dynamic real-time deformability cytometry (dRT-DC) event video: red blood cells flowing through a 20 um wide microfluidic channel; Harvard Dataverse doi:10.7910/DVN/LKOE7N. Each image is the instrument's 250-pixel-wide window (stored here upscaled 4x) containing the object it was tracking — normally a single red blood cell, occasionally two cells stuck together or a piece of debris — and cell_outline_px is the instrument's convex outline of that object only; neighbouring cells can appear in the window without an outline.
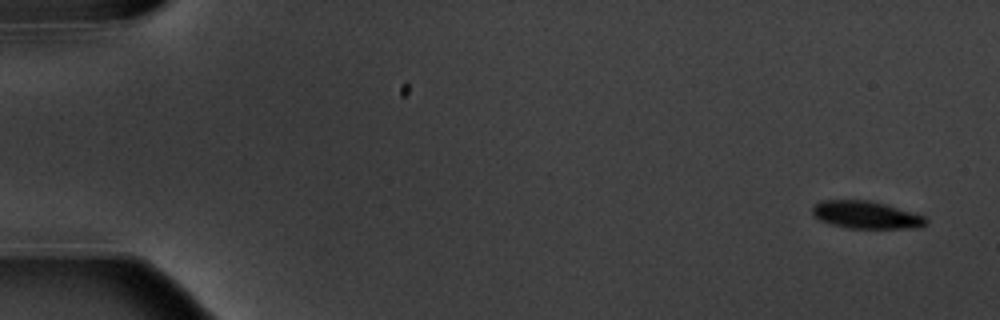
{"species": "common noctule bat (a hibernating species)", "species_latin": "Nyctalus noctula", "temperature_condition": "warm", "stored_images_in_passage": 5, "camera_frame_rate_fps": 3000, "um_per_image_px": 0.085, "animal": {"sex": "male", "body_mass_g": 20.1, "forearm_length_mm": 53.5}, "frame": {"image": 1, "passage_image": 1, "time_ms": 0.0, "image_size_px": [1000, 320], "cell_outline_px": [[928, 220], [920, 228], [848, 228], [832, 224], [820, 220], [812, 212], [812, 208], [820, 200], [868, 200], [884, 204], [924, 216]], "centroid_in_image_um": [73.61, 18.26], "position_along_channel_um": 11.4, "area_um2": 17.92}}
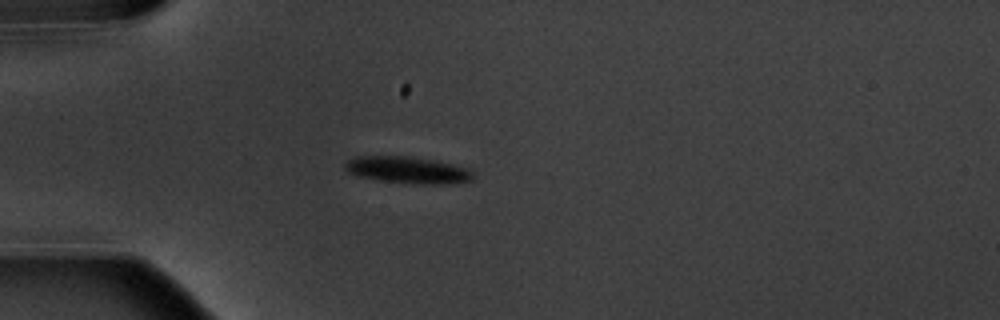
{"frame": {"image": 2, "passage_image": 5, "time_ms": 4.667, "image_size_px": [1000, 320], "cell_outline_px": [[472, 180], [448, 184], [424, 184], [380, 180], [356, 176], [348, 172], [344, 168], [344, 160], [356, 156], [408, 156], [432, 160], [452, 164], [468, 168], [472, 172]], "centroid_in_image_um": [34.59, 14.44], "position_along_channel_um": 50.4, "area_um2": 19.94}}